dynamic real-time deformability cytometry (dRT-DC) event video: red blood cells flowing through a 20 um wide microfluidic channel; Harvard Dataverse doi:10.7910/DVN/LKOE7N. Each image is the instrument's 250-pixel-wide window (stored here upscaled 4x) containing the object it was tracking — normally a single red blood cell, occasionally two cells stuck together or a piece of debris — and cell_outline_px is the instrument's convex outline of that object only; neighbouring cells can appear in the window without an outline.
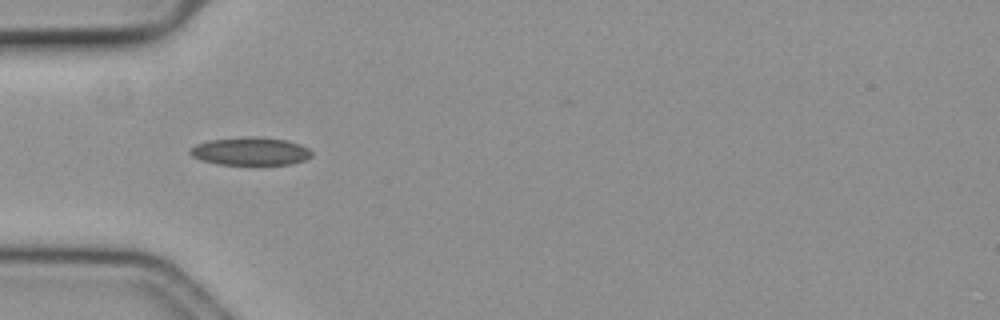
{"species": "common noctule bat (a hibernating species)", "species_latin": "Nyctalus noctula", "temperature_condition": "cold", "stored_images_in_passage": 32, "camera_frame_rate_fps": 3000, "um_per_image_px": 0.085, "animal": {"sex": "female", "body_mass_g": 19.3, "forearm_length_mm": 54.1}, "frame": {"image": 1, "passage_image": 1, "time_ms": 0.0, "image_size_px": [1000, 320], "cell_outline_px": [[312, 156], [304, 160], [288, 164], [216, 164], [192, 156], [188, 152], [196, 144], [208, 140], [244, 136], [260, 136], [288, 140], [300, 144], [308, 148], [312, 152]], "centroid_in_image_um": [21.3, 12.83], "position_along_channel_um": 63.7, "area_um2": 19.88}}
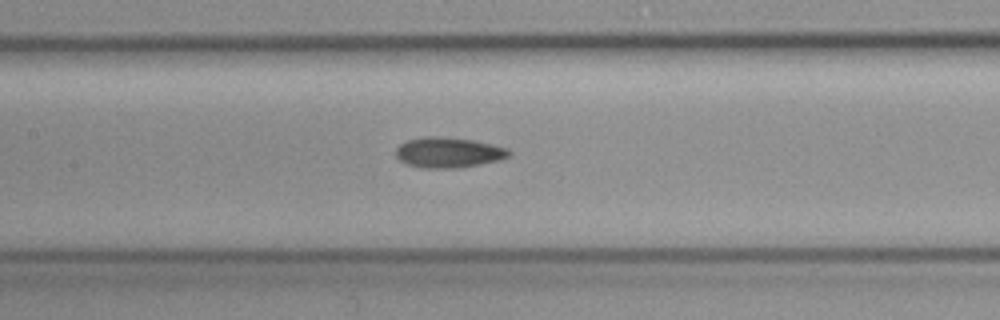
{"frame": {"image": 2, "passage_image": 10, "time_ms": 3.0, "image_size_px": [1000, 320], "cell_outline_px": [[508, 156], [500, 160], [480, 164], [456, 168], [424, 168], [408, 164], [400, 160], [396, 156], [396, 148], [400, 144], [408, 140], [424, 136], [440, 136], [472, 140], [504, 148], [508, 152]], "centroid_in_image_um": [38.05, 12.96], "position_along_channel_um": 169.4, "area_um2": 19.65}}
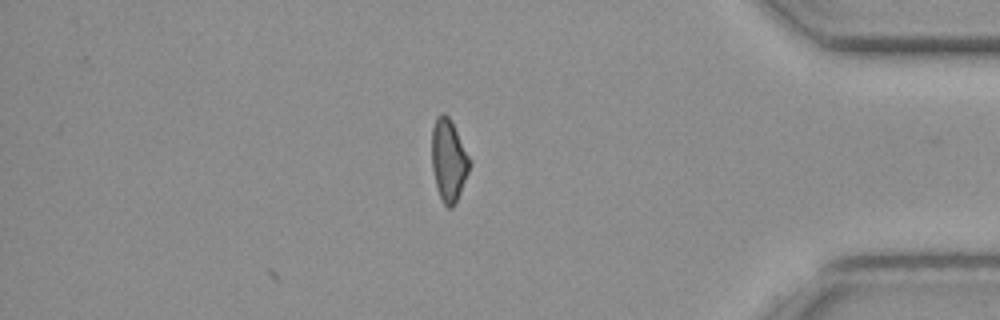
{"frame": {"image": 3, "passage_image": 32, "time_ms": 10.333, "image_size_px": [1000, 320], "cell_outline_px": [[472, 164], [456, 204], [452, 208], [448, 208], [444, 204], [440, 196], [436, 184], [432, 168], [432, 128], [436, 116], [440, 112], [444, 112], [452, 120]], "centroid_in_image_um": [38.14, 13.6], "position_along_channel_um": 397.1, "area_um2": 18.26}}